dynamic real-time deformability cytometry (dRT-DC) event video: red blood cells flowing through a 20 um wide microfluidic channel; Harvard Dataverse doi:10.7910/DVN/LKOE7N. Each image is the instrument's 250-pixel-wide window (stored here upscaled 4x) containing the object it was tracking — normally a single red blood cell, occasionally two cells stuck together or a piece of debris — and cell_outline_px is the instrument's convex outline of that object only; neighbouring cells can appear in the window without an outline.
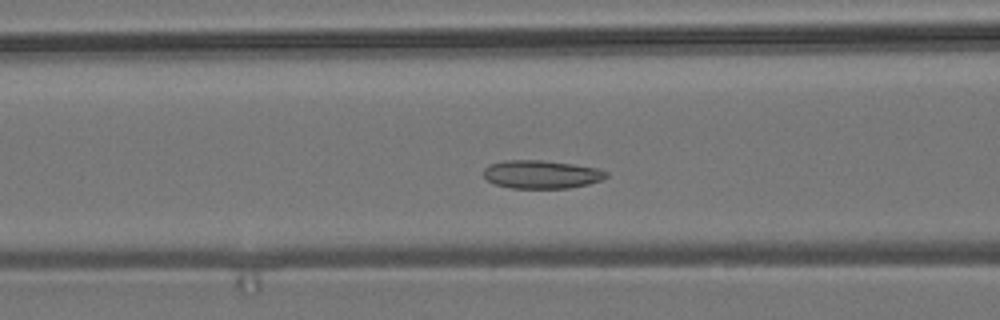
{"species": "common noctule bat (a hibernating species)", "species_latin": "Nyctalus noctula", "temperature_condition": "room temperature", "stored_images_in_passage": 53, "segment_of_instrument_passage": [1, 2], "camera_frame_rate_fps": 3000, "um_per_image_px": 0.085, "animal": {"sex": "male", "body_mass_g": 19.2, "forearm_length_mm": 51.8}, "frame": {"image": 1, "passage_image": 18, "time_ms": 5.667, "image_size_px": [1000, 320], "cell_outline_px": [[608, 176], [600, 180], [588, 184], [568, 188], [512, 188], [496, 184], [488, 180], [484, 176], [484, 168], [488, 164], [504, 160], [544, 160], [572, 164], [596, 168], [608, 172]], "centroid_in_image_um": [46.0, 14.81], "position_along_channel_um": 120.6, "area_um2": 20.11}}
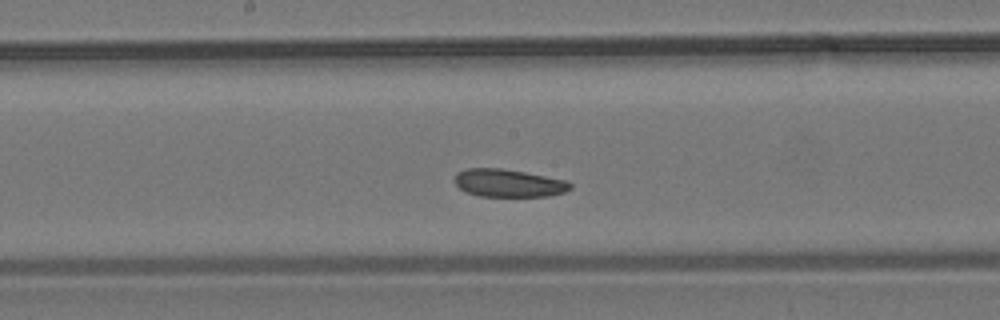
{"frame": {"image": 2, "passage_image": 25, "time_ms": 8.0, "image_size_px": [1000, 320], "cell_outline_px": [[572, 188], [564, 192], [548, 196], [480, 196], [468, 192], [460, 188], [456, 184], [456, 172], [468, 168], [500, 168], [524, 172], [568, 180], [572, 184]], "centroid_in_image_um": [43.27, 15.56], "position_along_channel_um": 204.9, "area_um2": 18.61}}
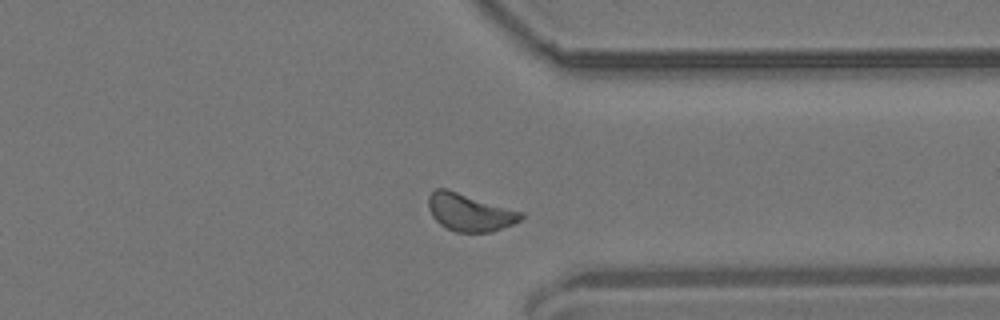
{"frame": {"image": 3, "passage_image": 39, "time_ms": 12.667, "image_size_px": [1000, 320], "cell_outline_px": [[524, 216], [520, 220], [512, 224], [492, 232], [456, 232], [440, 224], [432, 216], [428, 208], [428, 196], [436, 188], [444, 188], [524, 212]], "centroid_in_image_um": [39.92, 18.05], "position_along_channel_um": 371.5, "area_um2": 20.06}}